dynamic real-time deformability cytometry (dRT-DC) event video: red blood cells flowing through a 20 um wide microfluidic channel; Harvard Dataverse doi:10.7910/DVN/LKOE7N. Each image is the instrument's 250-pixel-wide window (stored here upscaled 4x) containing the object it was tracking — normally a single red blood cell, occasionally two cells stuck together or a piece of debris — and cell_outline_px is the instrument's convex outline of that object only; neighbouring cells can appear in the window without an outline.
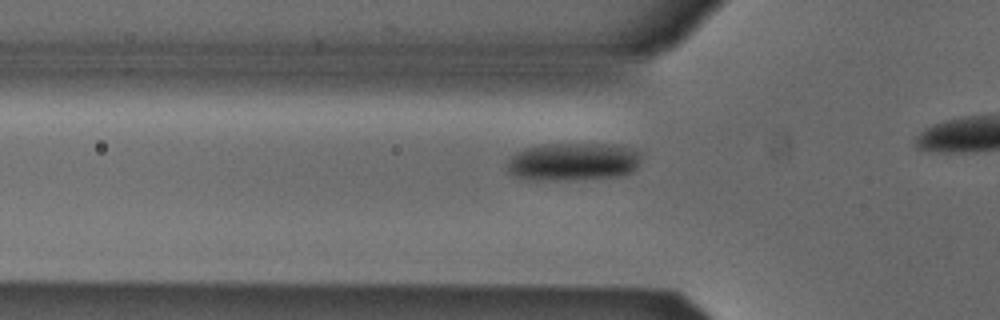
{"species": "Egyptian fruit bat (a non-hibernating species)", "species_latin": "Rousettus aegyptiacus", "temperature_condition": "cold", "stored_images_in_passage": 22, "camera_frame_rate_fps": 3000, "um_per_image_px": 0.085, "animal": {"sex": "male"}, "frame": {"image": 1, "passage_image": 13, "time_ms": 4.0, "image_size_px": [1000, 320], "cell_outline_px": [[640, 160], [636, 168], [632, 172], [620, 176], [516, 176], [508, 172], [508, 160], [516, 152], [524, 148], [540, 144], [616, 144], [640, 152]], "centroid_in_image_um": [48.78, 13.64], "position_along_channel_um": 77.0, "area_um2": 27.74}}
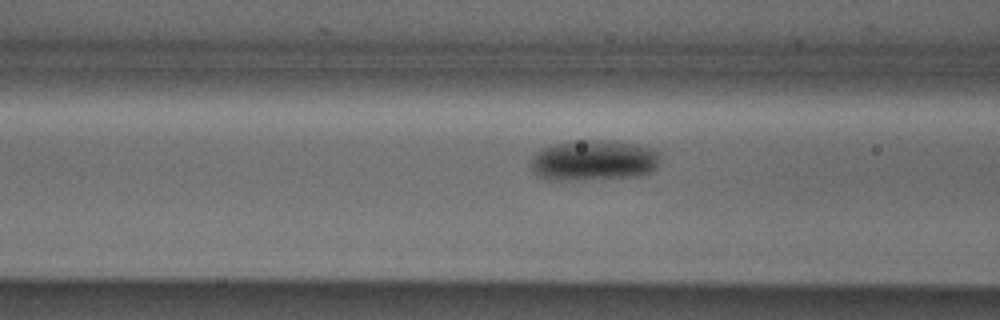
{"frame": {"image": 2, "passage_image": 16, "time_ms": 5.0, "image_size_px": [1000, 320], "cell_outline_px": [[660, 164], [652, 172], [640, 176], [584, 180], [552, 180], [540, 176], [532, 172], [532, 156], [536, 152], [552, 144], [580, 140], [600, 140], [632, 144], [652, 148], [660, 156]], "centroid_in_image_um": [50.48, 13.65], "position_along_channel_um": 116.1, "area_um2": 30.69}}
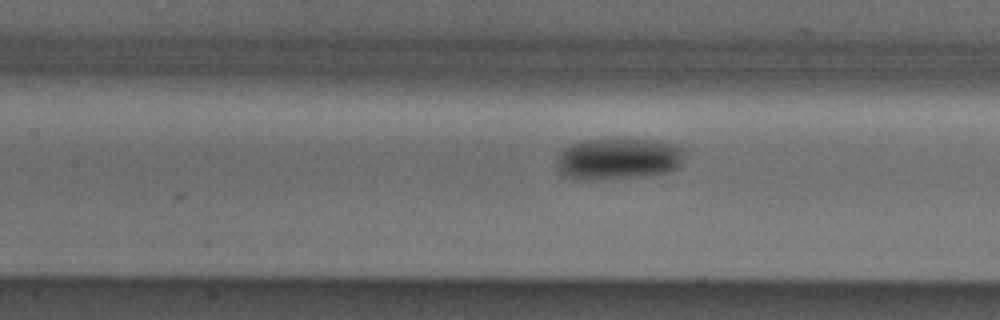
{"frame": {"image": 3, "passage_image": 19, "time_ms": 6.0, "image_size_px": [1000, 320], "cell_outline_px": [[684, 156], [680, 168], [668, 172], [632, 176], [580, 180], [568, 176], [560, 172], [556, 164], [556, 156], [564, 148], [572, 144], [584, 140], [656, 140], [676, 144], [684, 152]], "centroid_in_image_um": [52.56, 13.48], "position_along_channel_um": 154.8, "area_um2": 30.46}}